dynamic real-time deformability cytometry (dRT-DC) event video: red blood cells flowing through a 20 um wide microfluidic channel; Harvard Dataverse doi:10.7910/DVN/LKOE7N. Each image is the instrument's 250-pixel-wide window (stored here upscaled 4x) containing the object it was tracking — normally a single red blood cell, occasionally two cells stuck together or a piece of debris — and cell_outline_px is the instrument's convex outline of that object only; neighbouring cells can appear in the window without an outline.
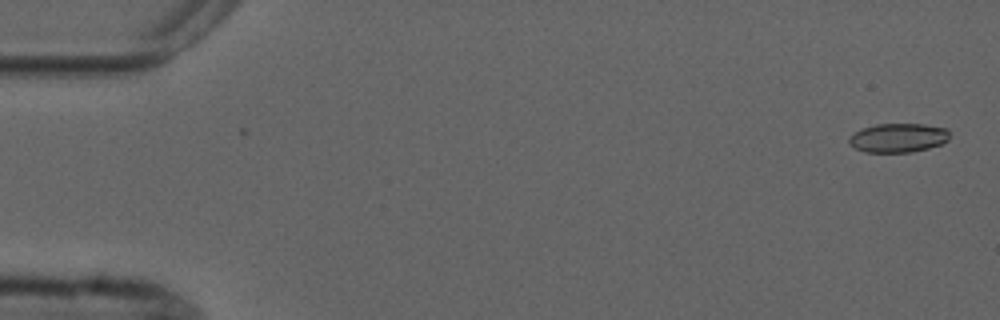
{"species": "common noctule bat (a hibernating species)", "species_latin": "Nyctalus noctula", "temperature_condition": "cold", "stored_images_in_passage": 6, "camera_frame_rate_fps": 3000, "um_per_image_px": 0.085, "animal": {"sex": "male", "forearm_length_mm": 52.5}, "frame": {"image": 1, "passage_image": 1, "time_ms": 0.0, "image_size_px": [1000, 320], "cell_outline_px": [[948, 140], [940, 144], [928, 148], [912, 152], [864, 152], [848, 144], [848, 140], [856, 132], [864, 128], [876, 124], [924, 124], [948, 128]], "centroid_in_image_um": [76.36, 11.71], "position_along_channel_um": 8.6, "area_um2": 16.88}}
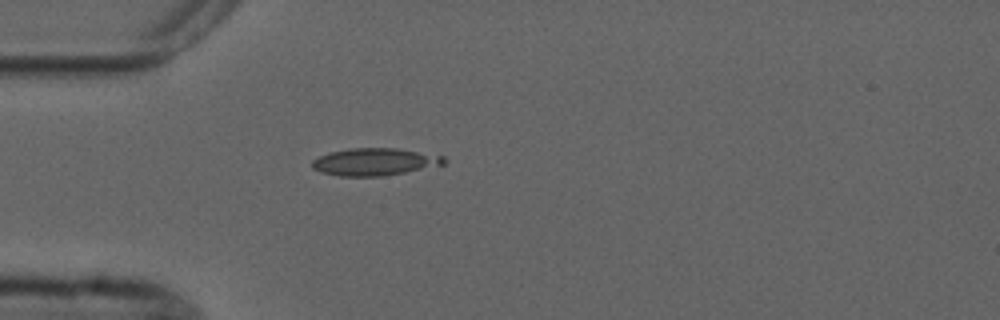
{"frame": {"image": 2, "passage_image": 5, "time_ms": 4.667, "image_size_px": [1000, 320], "cell_outline_px": [[448, 160], [444, 164], [404, 172], [380, 176], [340, 176], [320, 172], [312, 168], [312, 160], [320, 156], [332, 152], [352, 148], [396, 148], [444, 156]], "centroid_in_image_um": [31.84, 13.75], "position_along_channel_um": 53.2, "area_um2": 20.75}}